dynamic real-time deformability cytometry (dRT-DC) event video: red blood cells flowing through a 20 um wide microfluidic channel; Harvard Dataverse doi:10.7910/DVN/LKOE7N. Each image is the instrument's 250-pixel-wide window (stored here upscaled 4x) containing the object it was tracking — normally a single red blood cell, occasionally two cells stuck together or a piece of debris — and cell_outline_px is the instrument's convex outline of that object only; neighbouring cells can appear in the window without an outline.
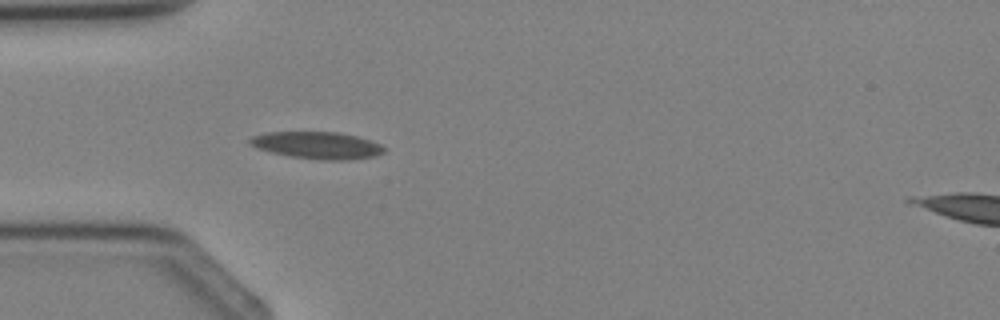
{"species": "Egyptian fruit bat (a non-hibernating species)", "species_latin": "Rousettus aegyptiacus", "temperature_condition": "cold", "stored_images_in_passage": 4, "segment_of_instrument_passage": [1, 2], "camera_frame_rate_fps": 3000, "um_per_image_px": 0.085, "animal": {"sex": "female"}, "frame": {"image": 1, "passage_image": 3, "time_ms": 2.333, "image_size_px": [1000, 320], "cell_outline_px": [[384, 152], [376, 156], [344, 160], [324, 160], [292, 156], [272, 152], [260, 148], [252, 144], [248, 140], [252, 136], [268, 132], [340, 132], [372, 140], [380, 144], [384, 148]], "centroid_in_image_um": [27.02, 12.34], "position_along_channel_um": 58.0, "area_um2": 20.87}}